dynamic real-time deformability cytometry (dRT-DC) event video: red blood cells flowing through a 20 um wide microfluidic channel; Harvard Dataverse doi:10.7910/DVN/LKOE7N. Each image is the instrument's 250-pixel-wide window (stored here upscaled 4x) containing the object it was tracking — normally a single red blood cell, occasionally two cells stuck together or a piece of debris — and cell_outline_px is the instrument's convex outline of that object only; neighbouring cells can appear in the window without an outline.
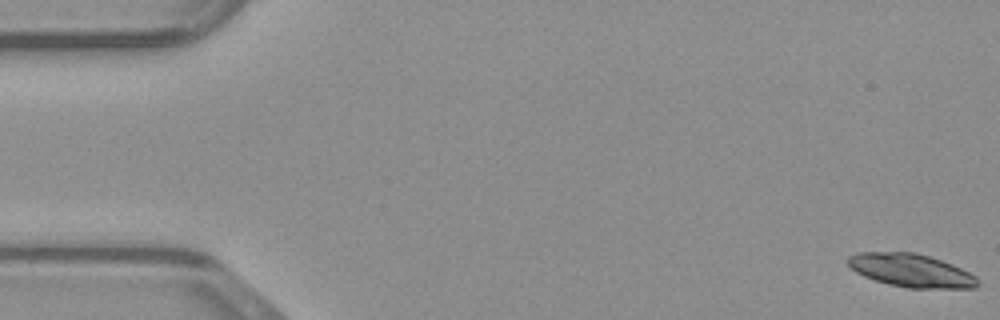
{"species": "common noctule bat (a hibernating species)", "species_latin": "Nyctalus noctula", "temperature_condition": "warm", "stored_images_in_passage": 48, "segment_of_instrument_passage": [1, 2], "camera_frame_rate_fps": 3000, "um_per_image_px": 0.085, "animal": {"sex": "male", "body_mass_g": 23.1, "forearm_length_mm": 52.7}, "frame": {"image": 1, "passage_image": 1, "time_ms": 0.0, "image_size_px": [1000, 320], "cell_outline_px": [[980, 284], [976, 288], [908, 288], [888, 284], [864, 276], [856, 272], [844, 260], [848, 256], [856, 252], [916, 252], [952, 264], [976, 276]], "centroid_in_image_um": [77.42, 22.98], "position_along_channel_um": 7.6, "area_um2": 25.14}}
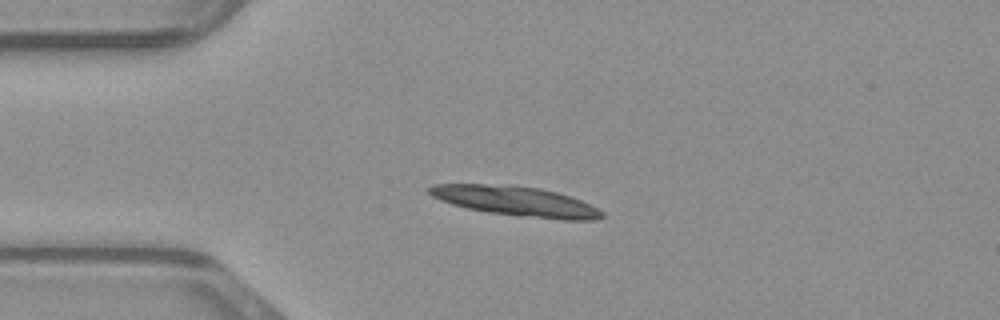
{"frame": {"image": 2, "passage_image": 12, "time_ms": 3.667, "image_size_px": [1000, 320], "cell_outline_px": [[604, 216], [596, 220], [560, 220], [516, 216], [488, 212], [468, 208], [452, 204], [440, 200], [432, 196], [424, 188], [432, 184], [508, 184], [540, 188], [556, 192], [580, 200], [604, 212]], "centroid_in_image_um": [43.81, 17.1], "position_along_channel_um": 41.2, "area_um2": 30.17}}